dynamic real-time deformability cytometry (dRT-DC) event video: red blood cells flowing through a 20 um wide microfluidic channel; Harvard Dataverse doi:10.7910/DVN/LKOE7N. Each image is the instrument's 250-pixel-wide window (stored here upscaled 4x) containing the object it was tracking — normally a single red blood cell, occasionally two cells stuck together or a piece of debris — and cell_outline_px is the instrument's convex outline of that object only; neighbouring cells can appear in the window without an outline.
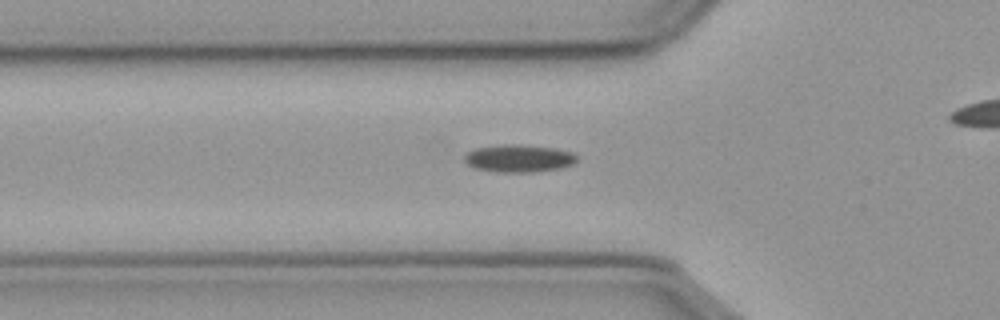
{"species": "common noctule bat (a hibernating species)", "species_latin": "Nyctalus noctula", "temperature_condition": "cold", "stored_images_in_passage": 32, "camera_frame_rate_fps": 3000, "um_per_image_px": 0.085, "animal": {"sex": "male", "body_mass_g": 23.1, "forearm_length_mm": 52.7}, "frame": {"image": 1, "passage_image": 5, "time_ms": 1.333, "image_size_px": [1000, 320], "cell_outline_px": [[580, 156], [572, 164], [560, 168], [532, 172], [500, 172], [476, 168], [468, 164], [464, 160], [464, 156], [468, 152], [476, 148], [508, 144], [516, 144], [556, 148], [572, 152]], "centroid_in_image_um": [44.14, 13.46], "position_along_channel_um": 81.7, "area_um2": 17.92}}
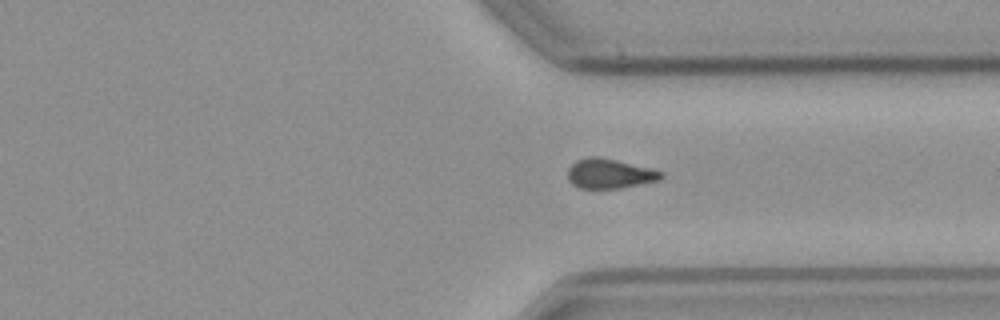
{"frame": {"image": 2, "passage_image": 28, "time_ms": 9.0, "image_size_px": [1000, 320], "cell_outline_px": [[664, 176], [660, 180], [620, 188], [580, 188], [572, 184], [568, 180], [568, 168], [576, 160], [588, 156], [600, 156], [664, 172]], "centroid_in_image_um": [51.79, 14.75], "position_along_channel_um": 359.6, "area_um2": 16.13}}